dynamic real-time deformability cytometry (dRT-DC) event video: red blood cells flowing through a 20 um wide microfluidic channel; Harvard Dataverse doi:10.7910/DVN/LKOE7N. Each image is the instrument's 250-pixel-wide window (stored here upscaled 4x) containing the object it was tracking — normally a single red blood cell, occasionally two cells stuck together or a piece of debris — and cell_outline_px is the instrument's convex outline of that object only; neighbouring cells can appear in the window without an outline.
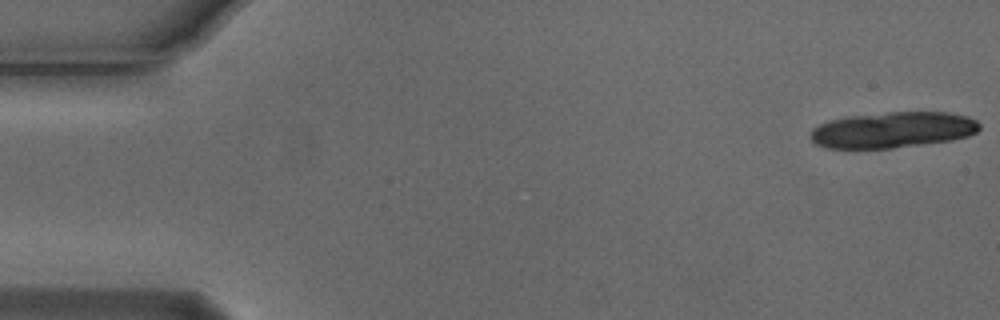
{"species": "Egyptian fruit bat (a non-hibernating species)", "species_latin": "Rousettus aegyptiacus", "temperature_condition": "cold", "stored_images_in_passage": 18, "camera_frame_rate_fps": 3000, "um_per_image_px": 0.085, "animal": {"sex": "male"}, "frame": {"image": 1, "passage_image": 1, "time_ms": 0.0, "image_size_px": [1000, 320], "cell_outline_px": [[980, 128], [976, 132], [968, 136], [952, 140], [892, 148], [828, 148], [816, 144], [808, 136], [812, 128], [828, 120], [848, 116], [888, 112], [948, 112], [968, 116], [976, 120], [980, 124]], "centroid_in_image_um": [75.87, 11.03], "position_along_channel_um": 9.1, "area_um2": 35.55}}